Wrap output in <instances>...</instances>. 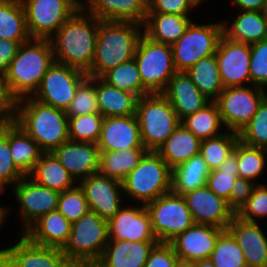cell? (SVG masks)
Instances as JSON below:
<instances>
[{
  "mask_svg": "<svg viewBox=\"0 0 267 267\" xmlns=\"http://www.w3.org/2000/svg\"><path fill=\"white\" fill-rule=\"evenodd\" d=\"M54 61L50 39L30 38L21 43L3 76L5 90L13 103L33 96Z\"/></svg>",
  "mask_w": 267,
  "mask_h": 267,
  "instance_id": "obj_1",
  "label": "cell"
},
{
  "mask_svg": "<svg viewBox=\"0 0 267 267\" xmlns=\"http://www.w3.org/2000/svg\"><path fill=\"white\" fill-rule=\"evenodd\" d=\"M97 39V18L80 7L50 38L55 62L91 69Z\"/></svg>",
  "mask_w": 267,
  "mask_h": 267,
  "instance_id": "obj_2",
  "label": "cell"
},
{
  "mask_svg": "<svg viewBox=\"0 0 267 267\" xmlns=\"http://www.w3.org/2000/svg\"><path fill=\"white\" fill-rule=\"evenodd\" d=\"M143 35L138 22L97 19L95 53L88 77H101L108 70L134 58Z\"/></svg>",
  "mask_w": 267,
  "mask_h": 267,
  "instance_id": "obj_3",
  "label": "cell"
},
{
  "mask_svg": "<svg viewBox=\"0 0 267 267\" xmlns=\"http://www.w3.org/2000/svg\"><path fill=\"white\" fill-rule=\"evenodd\" d=\"M12 119L32 137L44 153L69 140L68 117L64 110L25 97L13 106Z\"/></svg>",
  "mask_w": 267,
  "mask_h": 267,
  "instance_id": "obj_4",
  "label": "cell"
},
{
  "mask_svg": "<svg viewBox=\"0 0 267 267\" xmlns=\"http://www.w3.org/2000/svg\"><path fill=\"white\" fill-rule=\"evenodd\" d=\"M121 183L126 202L145 205L171 192L172 169L156 151H147Z\"/></svg>",
  "mask_w": 267,
  "mask_h": 267,
  "instance_id": "obj_5",
  "label": "cell"
},
{
  "mask_svg": "<svg viewBox=\"0 0 267 267\" xmlns=\"http://www.w3.org/2000/svg\"><path fill=\"white\" fill-rule=\"evenodd\" d=\"M109 242L108 221L89 211L71 225L62 253L79 267H92Z\"/></svg>",
  "mask_w": 267,
  "mask_h": 267,
  "instance_id": "obj_6",
  "label": "cell"
},
{
  "mask_svg": "<svg viewBox=\"0 0 267 267\" xmlns=\"http://www.w3.org/2000/svg\"><path fill=\"white\" fill-rule=\"evenodd\" d=\"M135 116L148 151H157L181 123L173 106L161 93L138 98Z\"/></svg>",
  "mask_w": 267,
  "mask_h": 267,
  "instance_id": "obj_7",
  "label": "cell"
},
{
  "mask_svg": "<svg viewBox=\"0 0 267 267\" xmlns=\"http://www.w3.org/2000/svg\"><path fill=\"white\" fill-rule=\"evenodd\" d=\"M198 21L194 19L185 33L171 46L177 72H185L202 58L216 53L223 35L222 20L218 19L212 23Z\"/></svg>",
  "mask_w": 267,
  "mask_h": 267,
  "instance_id": "obj_8",
  "label": "cell"
},
{
  "mask_svg": "<svg viewBox=\"0 0 267 267\" xmlns=\"http://www.w3.org/2000/svg\"><path fill=\"white\" fill-rule=\"evenodd\" d=\"M134 59L144 88L150 93H162L170 78L177 72L172 47L140 37Z\"/></svg>",
  "mask_w": 267,
  "mask_h": 267,
  "instance_id": "obj_9",
  "label": "cell"
},
{
  "mask_svg": "<svg viewBox=\"0 0 267 267\" xmlns=\"http://www.w3.org/2000/svg\"><path fill=\"white\" fill-rule=\"evenodd\" d=\"M145 208L160 243H170L195 224L184 197L172 191L148 202Z\"/></svg>",
  "mask_w": 267,
  "mask_h": 267,
  "instance_id": "obj_10",
  "label": "cell"
},
{
  "mask_svg": "<svg viewBox=\"0 0 267 267\" xmlns=\"http://www.w3.org/2000/svg\"><path fill=\"white\" fill-rule=\"evenodd\" d=\"M267 91L254 85L228 87L215 100L225 128L238 133L256 114Z\"/></svg>",
  "mask_w": 267,
  "mask_h": 267,
  "instance_id": "obj_11",
  "label": "cell"
},
{
  "mask_svg": "<svg viewBox=\"0 0 267 267\" xmlns=\"http://www.w3.org/2000/svg\"><path fill=\"white\" fill-rule=\"evenodd\" d=\"M31 38L50 39L80 8L74 0H20Z\"/></svg>",
  "mask_w": 267,
  "mask_h": 267,
  "instance_id": "obj_12",
  "label": "cell"
},
{
  "mask_svg": "<svg viewBox=\"0 0 267 267\" xmlns=\"http://www.w3.org/2000/svg\"><path fill=\"white\" fill-rule=\"evenodd\" d=\"M87 77V73L78 68L54 61L32 98L42 104L66 111L78 86Z\"/></svg>",
  "mask_w": 267,
  "mask_h": 267,
  "instance_id": "obj_13",
  "label": "cell"
},
{
  "mask_svg": "<svg viewBox=\"0 0 267 267\" xmlns=\"http://www.w3.org/2000/svg\"><path fill=\"white\" fill-rule=\"evenodd\" d=\"M11 189L18 202L19 234H23L40 217L57 210L60 193L38 184L29 176H24Z\"/></svg>",
  "mask_w": 267,
  "mask_h": 267,
  "instance_id": "obj_14",
  "label": "cell"
},
{
  "mask_svg": "<svg viewBox=\"0 0 267 267\" xmlns=\"http://www.w3.org/2000/svg\"><path fill=\"white\" fill-rule=\"evenodd\" d=\"M215 54L225 88L251 85L249 44L231 40L223 34Z\"/></svg>",
  "mask_w": 267,
  "mask_h": 267,
  "instance_id": "obj_15",
  "label": "cell"
},
{
  "mask_svg": "<svg viewBox=\"0 0 267 267\" xmlns=\"http://www.w3.org/2000/svg\"><path fill=\"white\" fill-rule=\"evenodd\" d=\"M84 192L90 211L109 221L124 205L122 183L101 175L91 174L78 182Z\"/></svg>",
  "mask_w": 267,
  "mask_h": 267,
  "instance_id": "obj_16",
  "label": "cell"
},
{
  "mask_svg": "<svg viewBox=\"0 0 267 267\" xmlns=\"http://www.w3.org/2000/svg\"><path fill=\"white\" fill-rule=\"evenodd\" d=\"M128 205V206H127ZM137 205V206H136ZM109 240L158 241L144 204L126 202L108 221Z\"/></svg>",
  "mask_w": 267,
  "mask_h": 267,
  "instance_id": "obj_17",
  "label": "cell"
},
{
  "mask_svg": "<svg viewBox=\"0 0 267 267\" xmlns=\"http://www.w3.org/2000/svg\"><path fill=\"white\" fill-rule=\"evenodd\" d=\"M195 224L227 229L236 215L227 200L217 196L207 185L183 195Z\"/></svg>",
  "mask_w": 267,
  "mask_h": 267,
  "instance_id": "obj_18",
  "label": "cell"
},
{
  "mask_svg": "<svg viewBox=\"0 0 267 267\" xmlns=\"http://www.w3.org/2000/svg\"><path fill=\"white\" fill-rule=\"evenodd\" d=\"M14 243L3 244V249L20 267H79L68 259L60 248L39 246L30 242L23 234Z\"/></svg>",
  "mask_w": 267,
  "mask_h": 267,
  "instance_id": "obj_19",
  "label": "cell"
},
{
  "mask_svg": "<svg viewBox=\"0 0 267 267\" xmlns=\"http://www.w3.org/2000/svg\"><path fill=\"white\" fill-rule=\"evenodd\" d=\"M97 146L100 151L146 149L136 116L104 117Z\"/></svg>",
  "mask_w": 267,
  "mask_h": 267,
  "instance_id": "obj_20",
  "label": "cell"
},
{
  "mask_svg": "<svg viewBox=\"0 0 267 267\" xmlns=\"http://www.w3.org/2000/svg\"><path fill=\"white\" fill-rule=\"evenodd\" d=\"M51 153L77 183L99 171L100 149L95 143L68 140Z\"/></svg>",
  "mask_w": 267,
  "mask_h": 267,
  "instance_id": "obj_21",
  "label": "cell"
},
{
  "mask_svg": "<svg viewBox=\"0 0 267 267\" xmlns=\"http://www.w3.org/2000/svg\"><path fill=\"white\" fill-rule=\"evenodd\" d=\"M227 229L240 246L247 267H267V231L262 222L244 221L235 215Z\"/></svg>",
  "mask_w": 267,
  "mask_h": 267,
  "instance_id": "obj_22",
  "label": "cell"
},
{
  "mask_svg": "<svg viewBox=\"0 0 267 267\" xmlns=\"http://www.w3.org/2000/svg\"><path fill=\"white\" fill-rule=\"evenodd\" d=\"M223 228L211 225L194 224L173 239V246L178 258L196 262L209 259L216 240Z\"/></svg>",
  "mask_w": 267,
  "mask_h": 267,
  "instance_id": "obj_23",
  "label": "cell"
},
{
  "mask_svg": "<svg viewBox=\"0 0 267 267\" xmlns=\"http://www.w3.org/2000/svg\"><path fill=\"white\" fill-rule=\"evenodd\" d=\"M161 94L173 106L180 121L210 102L186 72H176Z\"/></svg>",
  "mask_w": 267,
  "mask_h": 267,
  "instance_id": "obj_24",
  "label": "cell"
},
{
  "mask_svg": "<svg viewBox=\"0 0 267 267\" xmlns=\"http://www.w3.org/2000/svg\"><path fill=\"white\" fill-rule=\"evenodd\" d=\"M158 241L109 240L100 259L92 267H144Z\"/></svg>",
  "mask_w": 267,
  "mask_h": 267,
  "instance_id": "obj_25",
  "label": "cell"
},
{
  "mask_svg": "<svg viewBox=\"0 0 267 267\" xmlns=\"http://www.w3.org/2000/svg\"><path fill=\"white\" fill-rule=\"evenodd\" d=\"M72 223L58 210L36 220L23 235L33 244L62 249L68 242Z\"/></svg>",
  "mask_w": 267,
  "mask_h": 267,
  "instance_id": "obj_26",
  "label": "cell"
},
{
  "mask_svg": "<svg viewBox=\"0 0 267 267\" xmlns=\"http://www.w3.org/2000/svg\"><path fill=\"white\" fill-rule=\"evenodd\" d=\"M82 7L99 20L131 21L143 25L148 12V1L89 0Z\"/></svg>",
  "mask_w": 267,
  "mask_h": 267,
  "instance_id": "obj_27",
  "label": "cell"
},
{
  "mask_svg": "<svg viewBox=\"0 0 267 267\" xmlns=\"http://www.w3.org/2000/svg\"><path fill=\"white\" fill-rule=\"evenodd\" d=\"M229 19L222 20L223 34L229 39L249 45L267 39V20L262 11H237Z\"/></svg>",
  "mask_w": 267,
  "mask_h": 267,
  "instance_id": "obj_28",
  "label": "cell"
},
{
  "mask_svg": "<svg viewBox=\"0 0 267 267\" xmlns=\"http://www.w3.org/2000/svg\"><path fill=\"white\" fill-rule=\"evenodd\" d=\"M194 16L147 13L143 34L150 40L172 46L186 31Z\"/></svg>",
  "mask_w": 267,
  "mask_h": 267,
  "instance_id": "obj_29",
  "label": "cell"
},
{
  "mask_svg": "<svg viewBox=\"0 0 267 267\" xmlns=\"http://www.w3.org/2000/svg\"><path fill=\"white\" fill-rule=\"evenodd\" d=\"M200 144L201 140L180 123L156 152L173 170L200 154Z\"/></svg>",
  "mask_w": 267,
  "mask_h": 267,
  "instance_id": "obj_30",
  "label": "cell"
},
{
  "mask_svg": "<svg viewBox=\"0 0 267 267\" xmlns=\"http://www.w3.org/2000/svg\"><path fill=\"white\" fill-rule=\"evenodd\" d=\"M9 147L15 166L28 176L44 153L22 127L9 118Z\"/></svg>",
  "mask_w": 267,
  "mask_h": 267,
  "instance_id": "obj_31",
  "label": "cell"
},
{
  "mask_svg": "<svg viewBox=\"0 0 267 267\" xmlns=\"http://www.w3.org/2000/svg\"><path fill=\"white\" fill-rule=\"evenodd\" d=\"M96 95L99 113L103 117L135 115L138 98L107 84L100 77H96Z\"/></svg>",
  "mask_w": 267,
  "mask_h": 267,
  "instance_id": "obj_32",
  "label": "cell"
},
{
  "mask_svg": "<svg viewBox=\"0 0 267 267\" xmlns=\"http://www.w3.org/2000/svg\"><path fill=\"white\" fill-rule=\"evenodd\" d=\"M40 185L59 193L74 187L77 182L51 153H43L28 175Z\"/></svg>",
  "mask_w": 267,
  "mask_h": 267,
  "instance_id": "obj_33",
  "label": "cell"
},
{
  "mask_svg": "<svg viewBox=\"0 0 267 267\" xmlns=\"http://www.w3.org/2000/svg\"><path fill=\"white\" fill-rule=\"evenodd\" d=\"M210 170L201 154L172 170V192L183 196L206 185Z\"/></svg>",
  "mask_w": 267,
  "mask_h": 267,
  "instance_id": "obj_34",
  "label": "cell"
},
{
  "mask_svg": "<svg viewBox=\"0 0 267 267\" xmlns=\"http://www.w3.org/2000/svg\"><path fill=\"white\" fill-rule=\"evenodd\" d=\"M147 149L100 151L99 173L122 182L139 164Z\"/></svg>",
  "mask_w": 267,
  "mask_h": 267,
  "instance_id": "obj_35",
  "label": "cell"
},
{
  "mask_svg": "<svg viewBox=\"0 0 267 267\" xmlns=\"http://www.w3.org/2000/svg\"><path fill=\"white\" fill-rule=\"evenodd\" d=\"M25 11L20 0H0V39L28 41Z\"/></svg>",
  "mask_w": 267,
  "mask_h": 267,
  "instance_id": "obj_36",
  "label": "cell"
},
{
  "mask_svg": "<svg viewBox=\"0 0 267 267\" xmlns=\"http://www.w3.org/2000/svg\"><path fill=\"white\" fill-rule=\"evenodd\" d=\"M185 72L210 101H215L225 88L221 81L216 54L202 58Z\"/></svg>",
  "mask_w": 267,
  "mask_h": 267,
  "instance_id": "obj_37",
  "label": "cell"
},
{
  "mask_svg": "<svg viewBox=\"0 0 267 267\" xmlns=\"http://www.w3.org/2000/svg\"><path fill=\"white\" fill-rule=\"evenodd\" d=\"M181 123L200 140L217 137L227 131L215 101H210Z\"/></svg>",
  "mask_w": 267,
  "mask_h": 267,
  "instance_id": "obj_38",
  "label": "cell"
},
{
  "mask_svg": "<svg viewBox=\"0 0 267 267\" xmlns=\"http://www.w3.org/2000/svg\"><path fill=\"white\" fill-rule=\"evenodd\" d=\"M237 164L239 177L248 179L255 184L266 183L265 180L261 181L263 178L266 179L264 174L267 173V149L249 146L238 140Z\"/></svg>",
  "mask_w": 267,
  "mask_h": 267,
  "instance_id": "obj_39",
  "label": "cell"
},
{
  "mask_svg": "<svg viewBox=\"0 0 267 267\" xmlns=\"http://www.w3.org/2000/svg\"><path fill=\"white\" fill-rule=\"evenodd\" d=\"M100 78L113 87L134 94L137 98L150 94L143 86L134 58L108 70Z\"/></svg>",
  "mask_w": 267,
  "mask_h": 267,
  "instance_id": "obj_40",
  "label": "cell"
},
{
  "mask_svg": "<svg viewBox=\"0 0 267 267\" xmlns=\"http://www.w3.org/2000/svg\"><path fill=\"white\" fill-rule=\"evenodd\" d=\"M239 176L237 164V143L234 151L217 167L211 170L206 185L217 196L227 200L230 207V192L236 178Z\"/></svg>",
  "mask_w": 267,
  "mask_h": 267,
  "instance_id": "obj_41",
  "label": "cell"
},
{
  "mask_svg": "<svg viewBox=\"0 0 267 267\" xmlns=\"http://www.w3.org/2000/svg\"><path fill=\"white\" fill-rule=\"evenodd\" d=\"M238 140V133L229 130L217 137L201 140L200 154L210 171L217 169L234 151Z\"/></svg>",
  "mask_w": 267,
  "mask_h": 267,
  "instance_id": "obj_42",
  "label": "cell"
},
{
  "mask_svg": "<svg viewBox=\"0 0 267 267\" xmlns=\"http://www.w3.org/2000/svg\"><path fill=\"white\" fill-rule=\"evenodd\" d=\"M209 259L215 267H247L244 254L228 229L219 234Z\"/></svg>",
  "mask_w": 267,
  "mask_h": 267,
  "instance_id": "obj_43",
  "label": "cell"
},
{
  "mask_svg": "<svg viewBox=\"0 0 267 267\" xmlns=\"http://www.w3.org/2000/svg\"><path fill=\"white\" fill-rule=\"evenodd\" d=\"M103 118L100 113L68 117L69 140L97 144L101 135Z\"/></svg>",
  "mask_w": 267,
  "mask_h": 267,
  "instance_id": "obj_44",
  "label": "cell"
},
{
  "mask_svg": "<svg viewBox=\"0 0 267 267\" xmlns=\"http://www.w3.org/2000/svg\"><path fill=\"white\" fill-rule=\"evenodd\" d=\"M65 113L67 117L99 113L96 95V77H87L78 86L75 96Z\"/></svg>",
  "mask_w": 267,
  "mask_h": 267,
  "instance_id": "obj_45",
  "label": "cell"
},
{
  "mask_svg": "<svg viewBox=\"0 0 267 267\" xmlns=\"http://www.w3.org/2000/svg\"><path fill=\"white\" fill-rule=\"evenodd\" d=\"M238 136L246 145L267 149V96L252 119L238 132Z\"/></svg>",
  "mask_w": 267,
  "mask_h": 267,
  "instance_id": "obj_46",
  "label": "cell"
},
{
  "mask_svg": "<svg viewBox=\"0 0 267 267\" xmlns=\"http://www.w3.org/2000/svg\"><path fill=\"white\" fill-rule=\"evenodd\" d=\"M57 210L71 223L90 211L84 192L78 183L59 194Z\"/></svg>",
  "mask_w": 267,
  "mask_h": 267,
  "instance_id": "obj_47",
  "label": "cell"
},
{
  "mask_svg": "<svg viewBox=\"0 0 267 267\" xmlns=\"http://www.w3.org/2000/svg\"><path fill=\"white\" fill-rule=\"evenodd\" d=\"M25 175L15 166L9 147V119L0 120V178L11 187Z\"/></svg>",
  "mask_w": 267,
  "mask_h": 267,
  "instance_id": "obj_48",
  "label": "cell"
},
{
  "mask_svg": "<svg viewBox=\"0 0 267 267\" xmlns=\"http://www.w3.org/2000/svg\"><path fill=\"white\" fill-rule=\"evenodd\" d=\"M236 216L249 222L267 220V183L255 185L251 196L236 213Z\"/></svg>",
  "mask_w": 267,
  "mask_h": 267,
  "instance_id": "obj_49",
  "label": "cell"
},
{
  "mask_svg": "<svg viewBox=\"0 0 267 267\" xmlns=\"http://www.w3.org/2000/svg\"><path fill=\"white\" fill-rule=\"evenodd\" d=\"M250 50L251 85L267 91V39L251 44Z\"/></svg>",
  "mask_w": 267,
  "mask_h": 267,
  "instance_id": "obj_50",
  "label": "cell"
},
{
  "mask_svg": "<svg viewBox=\"0 0 267 267\" xmlns=\"http://www.w3.org/2000/svg\"><path fill=\"white\" fill-rule=\"evenodd\" d=\"M203 3L200 0H148L147 13L177 14L193 16L197 8Z\"/></svg>",
  "mask_w": 267,
  "mask_h": 267,
  "instance_id": "obj_51",
  "label": "cell"
},
{
  "mask_svg": "<svg viewBox=\"0 0 267 267\" xmlns=\"http://www.w3.org/2000/svg\"><path fill=\"white\" fill-rule=\"evenodd\" d=\"M177 254L170 243L158 242L151 250L144 267H173Z\"/></svg>",
  "mask_w": 267,
  "mask_h": 267,
  "instance_id": "obj_52",
  "label": "cell"
},
{
  "mask_svg": "<svg viewBox=\"0 0 267 267\" xmlns=\"http://www.w3.org/2000/svg\"><path fill=\"white\" fill-rule=\"evenodd\" d=\"M255 185L256 184L254 182L248 179H244L243 177L238 176L236 178L230 192V208L235 212V214L251 196L252 190Z\"/></svg>",
  "mask_w": 267,
  "mask_h": 267,
  "instance_id": "obj_53",
  "label": "cell"
},
{
  "mask_svg": "<svg viewBox=\"0 0 267 267\" xmlns=\"http://www.w3.org/2000/svg\"><path fill=\"white\" fill-rule=\"evenodd\" d=\"M17 41L0 39V75L4 76L8 70L10 62L16 56L20 47Z\"/></svg>",
  "mask_w": 267,
  "mask_h": 267,
  "instance_id": "obj_54",
  "label": "cell"
},
{
  "mask_svg": "<svg viewBox=\"0 0 267 267\" xmlns=\"http://www.w3.org/2000/svg\"><path fill=\"white\" fill-rule=\"evenodd\" d=\"M13 101L7 95L3 76L0 75V120L12 118Z\"/></svg>",
  "mask_w": 267,
  "mask_h": 267,
  "instance_id": "obj_55",
  "label": "cell"
},
{
  "mask_svg": "<svg viewBox=\"0 0 267 267\" xmlns=\"http://www.w3.org/2000/svg\"><path fill=\"white\" fill-rule=\"evenodd\" d=\"M265 0H231L237 11H261Z\"/></svg>",
  "mask_w": 267,
  "mask_h": 267,
  "instance_id": "obj_56",
  "label": "cell"
},
{
  "mask_svg": "<svg viewBox=\"0 0 267 267\" xmlns=\"http://www.w3.org/2000/svg\"><path fill=\"white\" fill-rule=\"evenodd\" d=\"M9 187L11 188V186L7 182H5L3 179L0 178V196L3 194L5 195L6 189L8 191ZM14 209L15 207L13 208V206L10 207L9 205L7 206L6 204L0 203V211L6 216V223L8 222L9 214H11L10 212Z\"/></svg>",
  "mask_w": 267,
  "mask_h": 267,
  "instance_id": "obj_57",
  "label": "cell"
},
{
  "mask_svg": "<svg viewBox=\"0 0 267 267\" xmlns=\"http://www.w3.org/2000/svg\"><path fill=\"white\" fill-rule=\"evenodd\" d=\"M0 267H20V266L4 249H0Z\"/></svg>",
  "mask_w": 267,
  "mask_h": 267,
  "instance_id": "obj_58",
  "label": "cell"
},
{
  "mask_svg": "<svg viewBox=\"0 0 267 267\" xmlns=\"http://www.w3.org/2000/svg\"><path fill=\"white\" fill-rule=\"evenodd\" d=\"M173 267H195L194 262L178 258Z\"/></svg>",
  "mask_w": 267,
  "mask_h": 267,
  "instance_id": "obj_59",
  "label": "cell"
},
{
  "mask_svg": "<svg viewBox=\"0 0 267 267\" xmlns=\"http://www.w3.org/2000/svg\"><path fill=\"white\" fill-rule=\"evenodd\" d=\"M195 267H215L210 259H204L194 262Z\"/></svg>",
  "mask_w": 267,
  "mask_h": 267,
  "instance_id": "obj_60",
  "label": "cell"
},
{
  "mask_svg": "<svg viewBox=\"0 0 267 267\" xmlns=\"http://www.w3.org/2000/svg\"><path fill=\"white\" fill-rule=\"evenodd\" d=\"M6 216L0 211V228H4L6 225ZM2 244H0L1 246ZM0 249H3V247H0Z\"/></svg>",
  "mask_w": 267,
  "mask_h": 267,
  "instance_id": "obj_61",
  "label": "cell"
},
{
  "mask_svg": "<svg viewBox=\"0 0 267 267\" xmlns=\"http://www.w3.org/2000/svg\"><path fill=\"white\" fill-rule=\"evenodd\" d=\"M262 14L265 17V19L267 20V0H265L263 8H262Z\"/></svg>",
  "mask_w": 267,
  "mask_h": 267,
  "instance_id": "obj_62",
  "label": "cell"
},
{
  "mask_svg": "<svg viewBox=\"0 0 267 267\" xmlns=\"http://www.w3.org/2000/svg\"><path fill=\"white\" fill-rule=\"evenodd\" d=\"M80 7L84 6L89 0H74Z\"/></svg>",
  "mask_w": 267,
  "mask_h": 267,
  "instance_id": "obj_63",
  "label": "cell"
},
{
  "mask_svg": "<svg viewBox=\"0 0 267 267\" xmlns=\"http://www.w3.org/2000/svg\"><path fill=\"white\" fill-rule=\"evenodd\" d=\"M202 3L207 2L208 0H200Z\"/></svg>",
  "mask_w": 267,
  "mask_h": 267,
  "instance_id": "obj_64",
  "label": "cell"
}]
</instances>
